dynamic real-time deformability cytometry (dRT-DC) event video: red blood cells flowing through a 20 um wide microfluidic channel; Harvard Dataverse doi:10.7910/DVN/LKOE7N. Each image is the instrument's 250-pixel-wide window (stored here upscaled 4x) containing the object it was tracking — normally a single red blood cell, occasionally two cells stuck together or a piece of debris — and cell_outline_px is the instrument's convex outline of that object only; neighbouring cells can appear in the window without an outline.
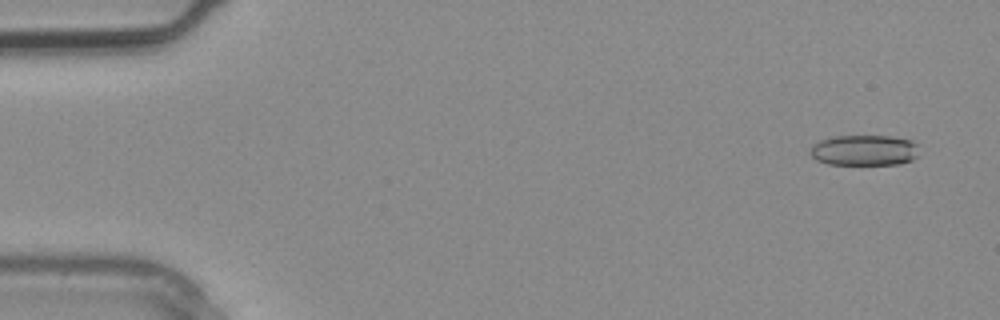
{"species": "common noctule bat (a hibernating species)", "species_latin": "Nyctalus noctula", "temperature_condition": "warm", "stored_images_in_passage": 3, "camera_frame_rate_fps": 3000, "um_per_image_px": 0.085, "animal": {"sex": "male", "body_mass_g": 20.4}, "frame": {"image": 1, "passage_image": 1, "time_ms": 0.0, "image_size_px": [1000, 320], "cell_outline_px": [[916, 156], [912, 160], [900, 164], [828, 164], [816, 160], [808, 152], [812, 144], [820, 140], [836, 136], [892, 136], [912, 140], [916, 144]], "centroid_in_image_um": [73.42, 12.77], "position_along_channel_um": 11.6, "area_um2": 19.48}}
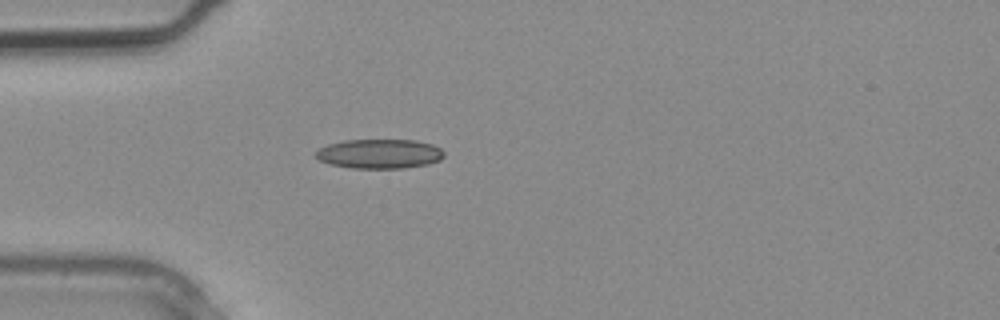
{"frame": {"image": 2, "passage_image": 3, "time_ms": 0.667, "image_size_px": [1000, 320], "cell_outline_px": [[444, 156], [440, 160], [428, 164], [404, 168], [352, 168], [328, 164], [320, 160], [316, 156], [316, 152], [320, 148], [328, 144], [344, 140], [416, 140], [432, 144], [440, 148], [444, 152]], "centroid_in_image_um": [32.27, 13.07], "position_along_channel_um": 52.7, "area_um2": 22.02}}